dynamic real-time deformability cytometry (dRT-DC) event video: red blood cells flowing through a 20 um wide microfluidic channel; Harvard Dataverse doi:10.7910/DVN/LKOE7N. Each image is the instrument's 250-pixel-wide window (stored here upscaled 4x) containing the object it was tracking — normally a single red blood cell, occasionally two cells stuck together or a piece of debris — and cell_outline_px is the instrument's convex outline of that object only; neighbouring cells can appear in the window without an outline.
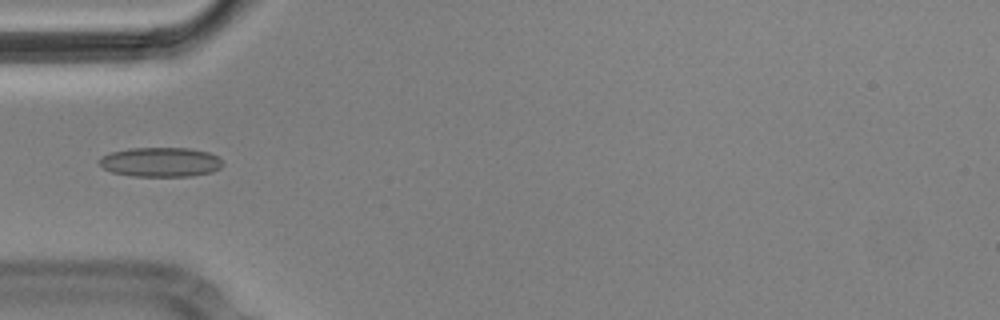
{"species": "Egyptian fruit bat (a non-hibernating species)", "species_latin": "Rousettus aegyptiacus", "temperature_condition": "cold", "stored_images_in_passage": 6, "camera_frame_rate_fps": 3000, "um_per_image_px": 0.085, "animal": {"sex": "male"}, "frame": {"image": 1, "passage_image": 2, "time_ms": 0.333, "image_size_px": [1000, 320], "cell_outline_px": [[224, 164], [220, 168], [212, 172], [188, 176], [132, 176], [112, 172], [104, 168], [100, 164], [100, 156], [112, 152], [132, 148], [188, 148], [208, 152], [216, 156]], "centroid_in_image_um": [13.65, 13.78], "position_along_channel_um": 71.3, "area_um2": 21.04}}
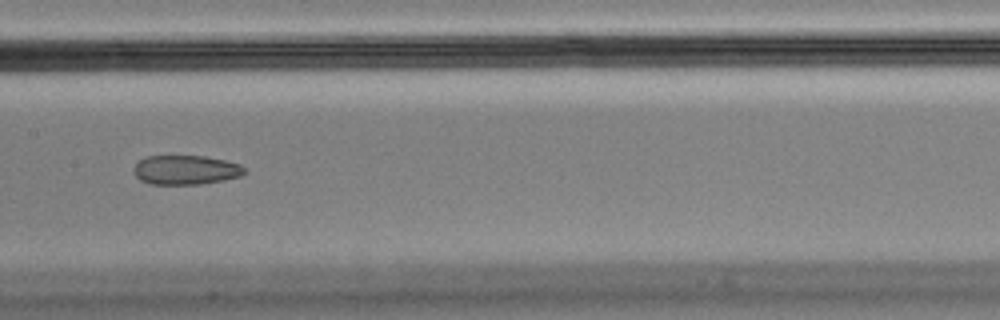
{"frame": {"image": 2, "passage_image": 5, "time_ms": 1.333, "image_size_px": [1000, 320], "cell_outline_px": [[248, 172], [240, 176], [224, 180], [200, 184], [148, 184], [140, 180], [132, 172], [132, 168], [140, 160], [148, 156], [204, 156], [224, 160], [240, 164]], "centroid_in_image_um": [15.77, 14.45], "position_along_channel_um": 191.6, "area_um2": 19.02}}
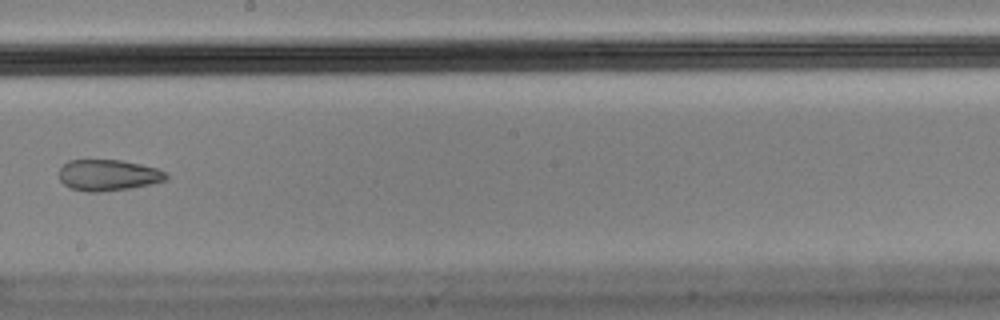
{"frame": {"image": 3, "passage_image": 6, "time_ms": 1.667, "image_size_px": [1000, 320], "cell_outline_px": [[168, 180], [152, 184], [132, 188], [96, 192], [88, 192], [72, 188], [64, 184], [60, 180], [60, 168], [68, 160], [120, 160], [140, 164], [156, 168], [164, 172], [168, 176]], "centroid_in_image_um": [9.21, 14.89], "position_along_channel_um": 239.0, "area_um2": 19.36}}